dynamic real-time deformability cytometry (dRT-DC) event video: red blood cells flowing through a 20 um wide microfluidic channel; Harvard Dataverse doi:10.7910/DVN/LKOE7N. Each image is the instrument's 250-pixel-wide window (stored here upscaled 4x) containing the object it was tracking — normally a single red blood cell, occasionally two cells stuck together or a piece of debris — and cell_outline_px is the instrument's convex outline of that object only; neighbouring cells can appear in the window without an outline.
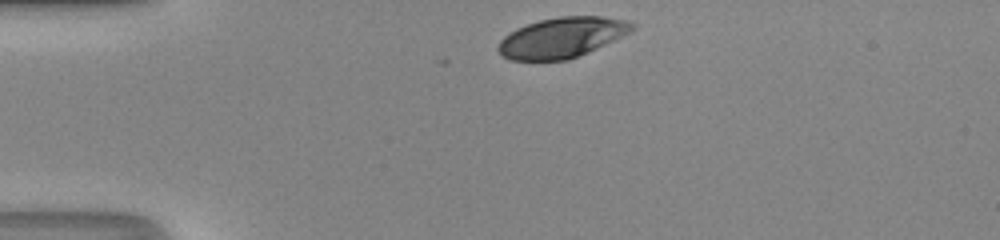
{"species": "human", "species_latin": "Homo sapiens", "temperature_condition": "room temperature", "stored_images_in_passage": 30, "camera_frame_rate_fps": 3000, "um_per_image_px": 0.085, "donor": {"sex": "male"}, "frame": {"image": 1, "passage_image": 1, "time_ms": 0.0, "image_size_px": [1000, 240], "cell_outline_px": [[636, 28], [596, 48], [568, 60], [512, 60], [504, 56], [496, 48], [500, 40], [504, 36], [516, 28], [540, 20], [560, 16], [600, 16], [620, 20], [636, 24]], "centroid_in_image_um": [47.71, 3.19], "position_along_channel_um": 37.3, "area_um2": 30.87}}
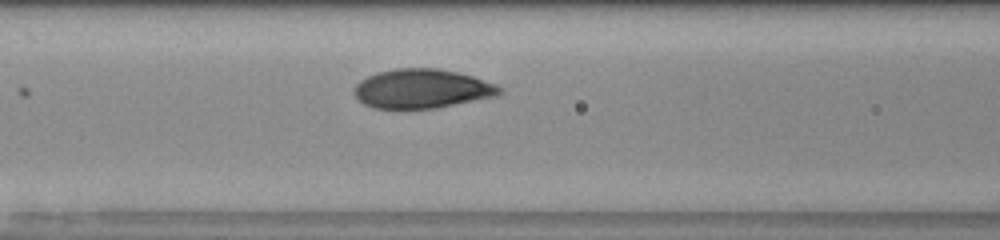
{"frame": {"image": 2, "passage_image": 11, "time_ms": 3.333, "image_size_px": [1000, 240], "cell_outline_px": [[504, 92], [496, 96], [436, 108], [372, 108], [364, 104], [356, 96], [356, 84], [360, 80], [368, 76], [380, 72], [396, 68], [436, 68], [456, 72], [472, 76], [496, 84], [504, 88]], "centroid_in_image_um": [35.91, 7.54], "position_along_channel_um": 130.7, "area_um2": 32.95}}
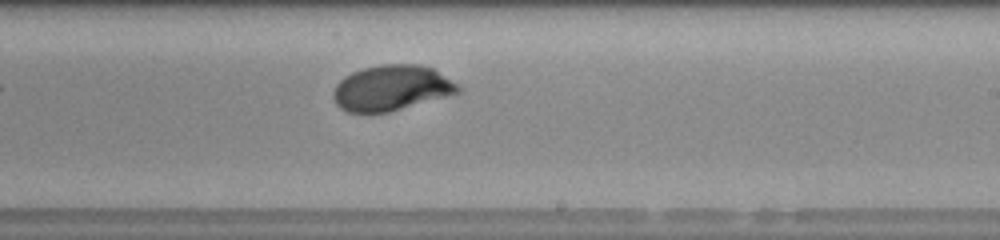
{"frame": {"image": 3, "passage_image": 20, "time_ms": 6.333, "image_size_px": [1000, 240], "cell_outline_px": [[460, 92], [388, 112], [348, 112], [340, 108], [336, 104], [332, 96], [332, 92], [336, 84], [344, 76], [352, 72], [364, 68], [380, 64], [416, 64], [432, 68], [460, 84]], "centroid_in_image_um": [33.26, 7.46], "position_along_channel_um": 255.7, "area_um2": 32.95}, "authors_computed_cell_mechanics": {"area_um2": 33.0616, "velocity_mm_per_s": 4.18, "shape_relaxation_time_tau1_ms": 3.2451, "shape_relaxation_time_tau2_ms": null, "deformation_change_tau1": 0.1677, "deformation_change_tau2": null}}